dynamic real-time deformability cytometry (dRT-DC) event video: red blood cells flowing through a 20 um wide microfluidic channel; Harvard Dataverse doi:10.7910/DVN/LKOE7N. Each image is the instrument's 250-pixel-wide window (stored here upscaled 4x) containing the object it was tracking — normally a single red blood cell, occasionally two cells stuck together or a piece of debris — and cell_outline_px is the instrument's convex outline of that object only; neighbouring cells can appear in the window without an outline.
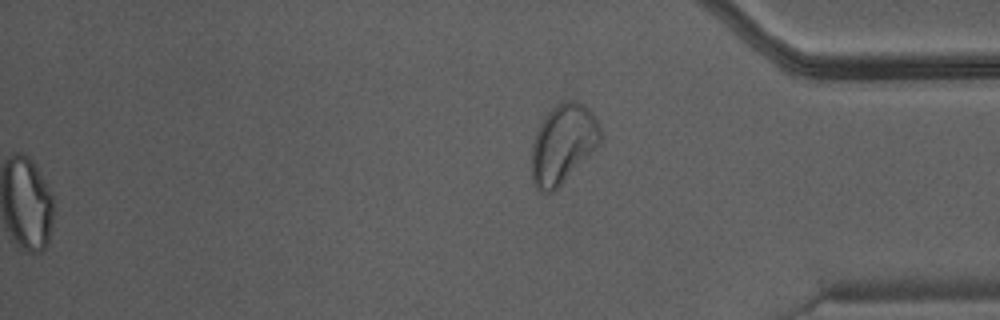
{"species": "Egyptian fruit bat (a non-hibernating species)", "species_latin": "Rousettus aegyptiacus", "temperature_condition": "warm", "stored_images_in_passage": 47, "camera_frame_rate_fps": 3000, "um_per_image_px": 0.085, "animal": {"sex": "male"}, "frame": {"image": 1, "passage_image": 47, "time_ms": 15.333, "image_size_px": [1000, 320], "cell_outline_px": [[604, 136], [600, 144], [552, 192], [544, 192], [536, 188], [532, 180], [532, 144], [536, 132], [544, 116], [560, 100], [576, 100], [584, 104], [596, 116]], "centroid_in_image_um": [47.88, 12.16], "position_along_channel_um": 387.3, "area_um2": 31.79}}